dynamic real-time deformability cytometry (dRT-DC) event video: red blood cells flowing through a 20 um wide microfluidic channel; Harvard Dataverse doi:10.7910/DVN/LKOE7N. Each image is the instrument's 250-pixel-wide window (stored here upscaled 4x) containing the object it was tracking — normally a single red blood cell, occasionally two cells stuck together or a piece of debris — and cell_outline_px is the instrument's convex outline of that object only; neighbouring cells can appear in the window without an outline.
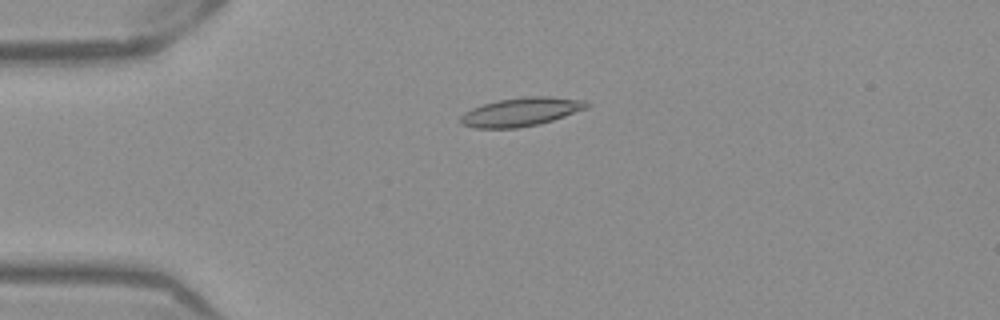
{"species": "Egyptian fruit bat (a non-hibernating species)", "species_latin": "Rousettus aegyptiacus", "temperature_condition": "warm", "stored_images_in_passage": 52, "camera_frame_rate_fps": 3000, "um_per_image_px": 0.085, "frame": {"image": 1, "passage_image": 13, "time_ms": 4.0, "image_size_px": [1000, 320], "cell_outline_px": [[592, 104], [588, 108], [540, 124], [516, 128], [476, 128], [460, 124], [460, 116], [464, 112], [472, 108], [484, 104], [500, 100], [524, 96], [548, 96], [584, 100]], "centroid_in_image_um": [44.3, 9.51], "position_along_channel_um": 40.7, "area_um2": 21.04}}
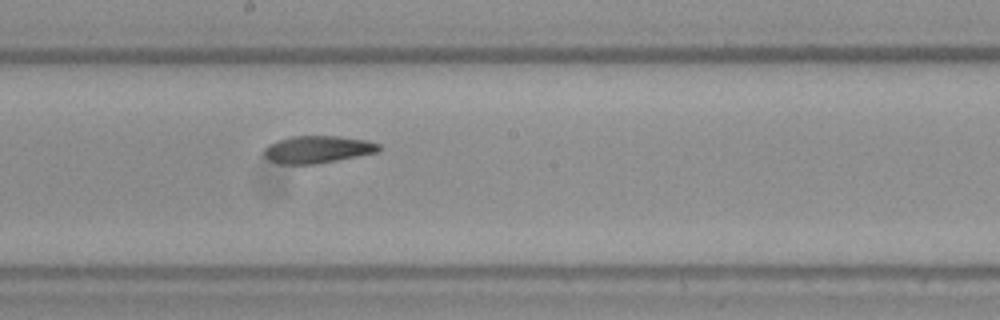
{"frame": {"image": 2, "passage_image": 29, "time_ms": 9.333, "image_size_px": [1000, 320], "cell_outline_px": [[380, 152], [336, 160], [312, 164], [280, 164], [268, 160], [264, 156], [264, 148], [268, 144], [276, 140], [288, 136], [336, 136], [368, 140], [380, 144]], "centroid_in_image_um": [26.97, 12.69], "position_along_channel_um": 221.2, "area_um2": 18.44}}
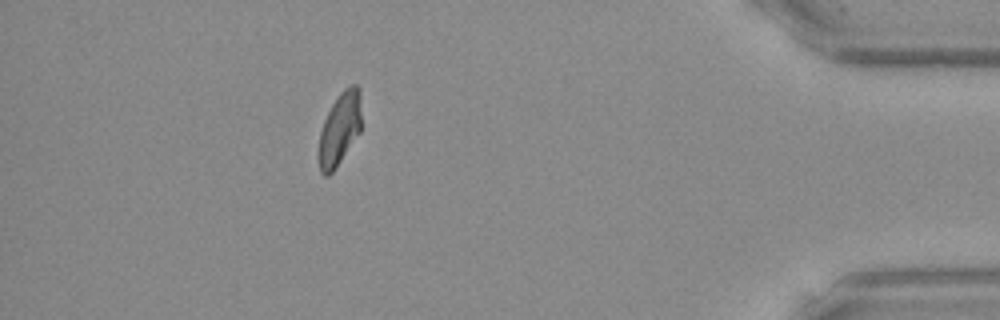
{"frame": {"image": 3, "passage_image": 47, "time_ms": 15.333, "image_size_px": [1000, 320], "cell_outline_px": [[360, 132], [336, 168], [328, 176], [324, 176], [320, 172], [316, 156], [320, 132], [324, 120], [332, 104], [340, 92], [344, 88], [352, 84], [356, 84], [360, 88]], "centroid_in_image_um": [28.83, 11.0], "position_along_channel_um": 406.4, "area_um2": 18.38}, "authors_computed_cell_mechanics": {"area_um2": 18.9584, "velocity_mm_per_s": 3.911, "shape_relaxation_time_tau1_ms": null, "shape_relaxation_time_tau2_ms": 2.3198, "deformation_change_tau1": null, "deformation_change_tau2": 0.0927}}